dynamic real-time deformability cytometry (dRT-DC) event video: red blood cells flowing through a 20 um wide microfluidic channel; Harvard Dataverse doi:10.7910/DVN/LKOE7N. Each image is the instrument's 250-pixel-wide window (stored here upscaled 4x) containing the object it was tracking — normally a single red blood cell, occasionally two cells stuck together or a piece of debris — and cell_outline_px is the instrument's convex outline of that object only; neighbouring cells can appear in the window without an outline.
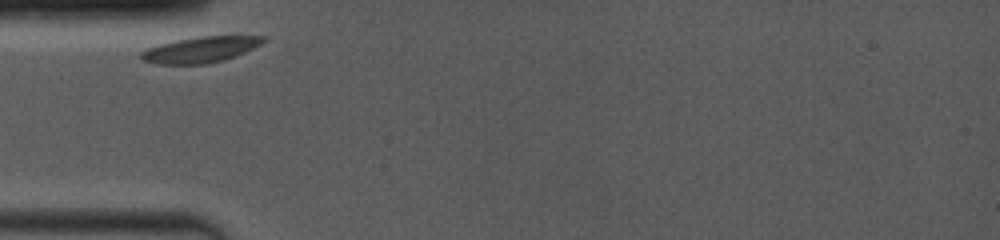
{"species": "common noctule bat (a hibernating species)", "species_latin": "Nyctalus noctula", "temperature_condition": "room temperature", "stored_images_in_passage": 50, "camera_frame_rate_fps": 4000, "um_per_image_px": 0.085, "animal": {"sex": "female", "body_mass_g": 19.0, "forearm_length_mm": 53.3}, "frame": {"image": 1, "passage_image": 1, "time_ms": 0.0, "image_size_px": [1000, 240], "cell_outline_px": [[264, 40], [260, 44], [236, 56], [224, 60], [204, 64], [156, 64], [144, 60], [140, 56], [140, 52], [148, 48], [160, 44], [176, 40], [200, 36], [264, 36]], "centroid_in_image_um": [17.01, 4.22], "position_along_channel_um": 68.0, "area_um2": 18.15}}
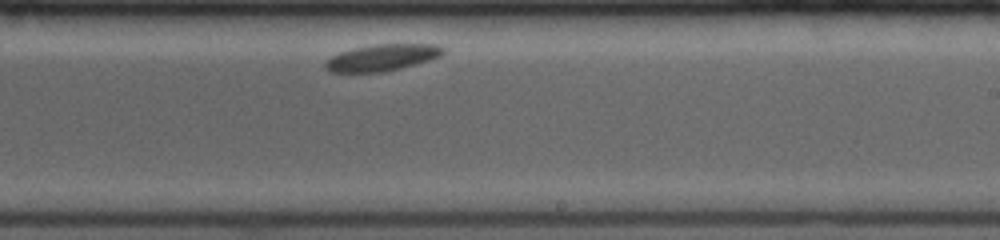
{"frame": {"image": 2, "passage_image": 29, "time_ms": 5.5, "image_size_px": [1000, 240], "cell_outline_px": [[444, 52], [440, 56], [428, 60], [400, 68], [384, 72], [332, 72], [324, 68], [324, 64], [332, 56], [340, 52], [352, 48], [376, 44], [436, 44], [444, 48]], "centroid_in_image_um": [32.46, 4.89], "position_along_channel_um": 256.5, "area_um2": 18.09}}
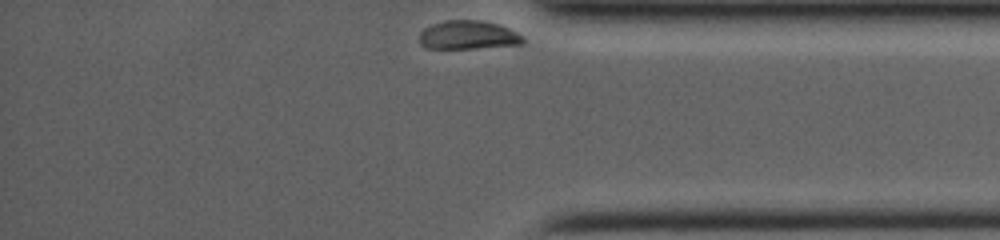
{"frame": {"image": 3, "passage_image": 50, "time_ms": 9.5, "image_size_px": [1000, 240], "cell_outline_px": [[524, 40], [520, 44], [476, 48], [428, 48], [420, 44], [420, 32], [424, 28], [432, 24], [444, 20], [484, 20], [508, 28], [524, 36]], "centroid_in_image_um": [39.78, 2.97], "position_along_channel_um": 395.4, "area_um2": 17.22}}